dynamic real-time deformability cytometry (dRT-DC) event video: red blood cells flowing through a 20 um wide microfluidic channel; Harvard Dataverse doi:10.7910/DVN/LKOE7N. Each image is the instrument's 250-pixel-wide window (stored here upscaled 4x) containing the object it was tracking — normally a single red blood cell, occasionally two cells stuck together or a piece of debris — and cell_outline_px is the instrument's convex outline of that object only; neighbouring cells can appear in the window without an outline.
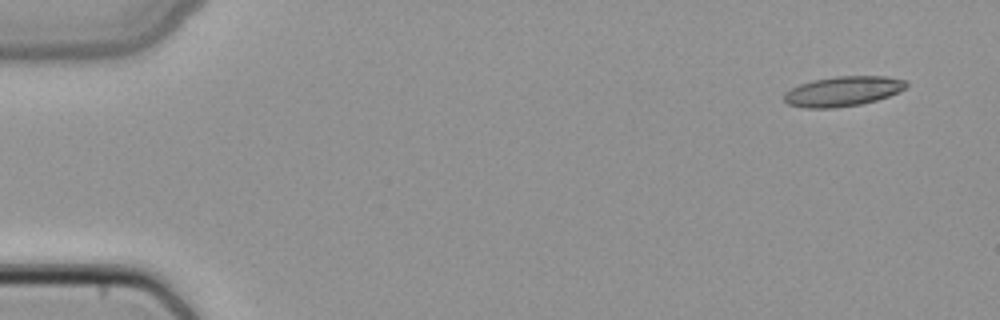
{"species": "common noctule bat (a hibernating species)", "species_latin": "Nyctalus noctula", "temperature_condition": "cold", "stored_images_in_passage": 1, "camera_frame_rate_fps": 3000, "um_per_image_px": 0.085, "animal": {"sex": "female", "body_mass_g": 22.7, "forearm_length_mm": 54.2}, "frame": {"image": 1, "passage_image": 1, "time_ms": 0.0, "image_size_px": [1000, 320], "cell_outline_px": [[908, 84], [900, 92], [876, 100], [860, 104], [836, 108], [804, 108], [788, 104], [784, 100], [784, 92], [800, 84], [812, 80], [836, 76], [884, 76], [908, 80]], "centroid_in_image_um": [71.65, 7.76], "position_along_channel_um": 13.3, "area_um2": 21.39}}